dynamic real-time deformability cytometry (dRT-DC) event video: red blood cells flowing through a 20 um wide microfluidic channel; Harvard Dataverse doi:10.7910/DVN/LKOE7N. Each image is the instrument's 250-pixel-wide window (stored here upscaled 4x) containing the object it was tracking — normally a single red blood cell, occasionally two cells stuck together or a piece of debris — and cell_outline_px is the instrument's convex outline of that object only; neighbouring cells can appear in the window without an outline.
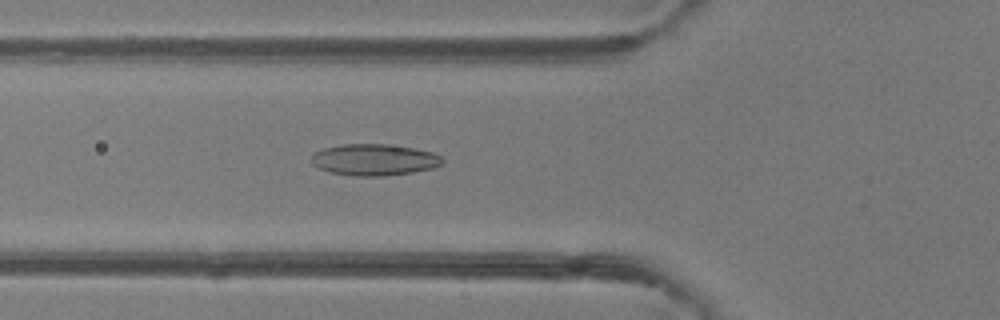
{"species": "common noctule bat (a hibernating species)", "species_latin": "Nyctalus noctula", "temperature_condition": "room temperature", "stored_images_in_passage": 46, "camera_frame_rate_fps": 3000, "um_per_image_px": 0.085, "animal": {"sex": "female"}, "frame": {"image": 1, "passage_image": 15, "time_ms": 4.667, "image_size_px": [1000, 320], "cell_outline_px": [[444, 164], [432, 168], [412, 172], [384, 176], [352, 176], [328, 172], [312, 164], [312, 156], [316, 152], [324, 148], [344, 144], [388, 144], [416, 148], [432, 152], [444, 156]], "centroid_in_image_um": [31.86, 13.58], "position_along_channel_um": 93.9, "area_um2": 24.22}}
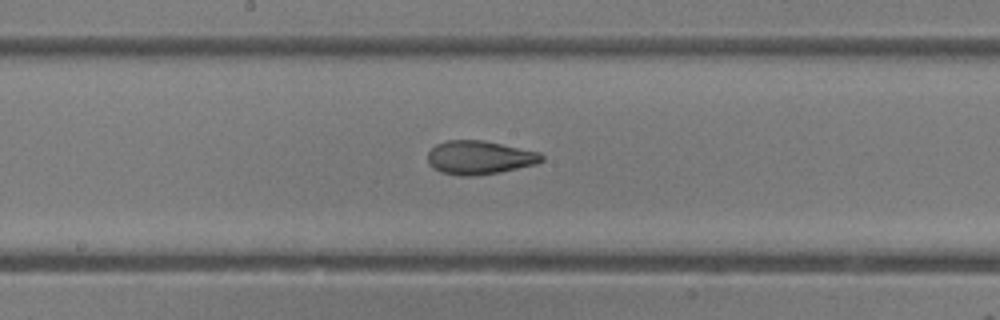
{"frame": {"image": 2, "passage_image": 23, "time_ms": 7.333, "image_size_px": [1000, 320], "cell_outline_px": [[544, 160], [536, 164], [500, 172], [472, 176], [460, 176], [440, 172], [432, 168], [428, 164], [428, 152], [436, 144], [444, 140], [484, 140], [540, 152], [544, 156]], "centroid_in_image_um": [40.74, 13.39], "position_along_channel_um": 207.5, "area_um2": 22.54}}
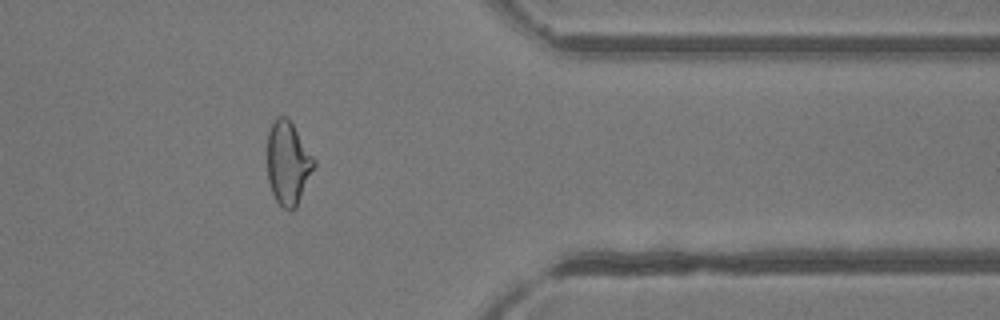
{"frame": {"image": 3, "passage_image": 37, "time_ms": 12.0, "image_size_px": [1000, 320], "cell_outline_px": [[316, 164], [296, 208], [292, 212], [284, 208], [276, 200], [272, 192], [268, 180], [268, 132], [276, 116], [284, 116], [292, 124], [316, 160]], "centroid_in_image_um": [24.49, 13.89], "position_along_channel_um": 386.9, "area_um2": 22.48}, "authors_computed_cell_mechanics": {"area_um2": 23.4668, "velocity_mm_per_s": 4.2246, "shape_relaxation_time_tau1_ms": null, "shape_relaxation_time_tau2_ms": 1.4523, "deformation_change_tau1": null, "deformation_change_tau2": 0.0801}}